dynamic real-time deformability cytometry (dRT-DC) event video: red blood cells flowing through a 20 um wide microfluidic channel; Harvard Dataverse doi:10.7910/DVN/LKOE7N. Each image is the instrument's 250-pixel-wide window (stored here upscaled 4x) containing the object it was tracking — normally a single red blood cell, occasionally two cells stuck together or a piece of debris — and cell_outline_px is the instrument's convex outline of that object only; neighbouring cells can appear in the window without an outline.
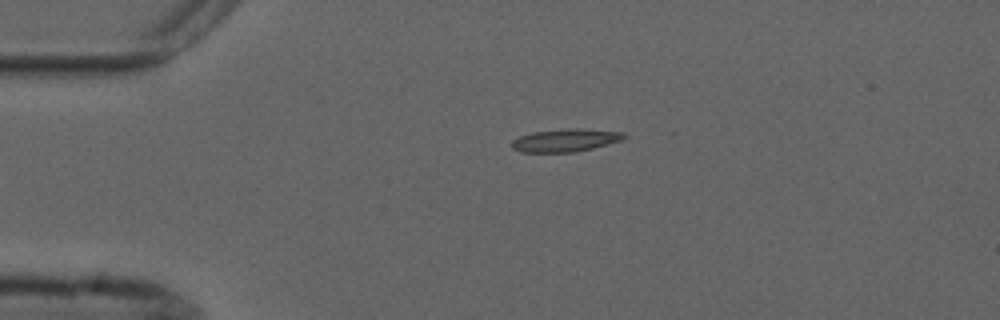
{"species": "common noctule bat (a hibernating species)", "species_latin": "Nyctalus noctula", "temperature_condition": "cold", "stored_images_in_passage": 2, "camera_frame_rate_fps": 3000, "um_per_image_px": 0.085, "animal": {"sex": "male", "forearm_length_mm": 52.5}, "frame": {"image": 1, "passage_image": 2, "time_ms": 1.333, "image_size_px": [1000, 320], "cell_outline_px": [[628, 136], [620, 140], [592, 148], [576, 152], [520, 152], [512, 148], [512, 140], [520, 136], [532, 132], [568, 128], [576, 128], [624, 132]], "centroid_in_image_um": [48.04, 11.92], "position_along_channel_um": 37.0, "area_um2": 14.85}}